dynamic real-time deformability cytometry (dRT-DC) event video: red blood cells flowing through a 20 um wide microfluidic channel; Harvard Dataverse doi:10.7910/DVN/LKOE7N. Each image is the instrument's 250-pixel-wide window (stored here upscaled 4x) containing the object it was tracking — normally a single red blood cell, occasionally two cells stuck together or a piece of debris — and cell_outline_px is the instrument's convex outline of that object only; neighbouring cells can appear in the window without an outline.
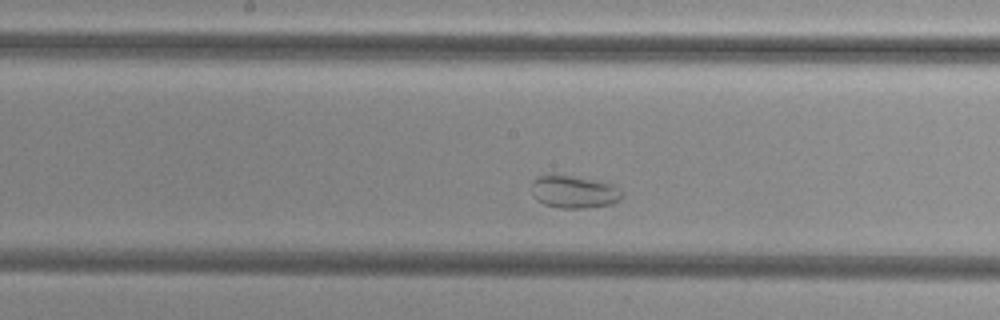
{"species": "common noctule bat (a hibernating species)", "species_latin": "Nyctalus noctula", "temperature_condition": "cold", "stored_images_in_passage": 58, "camera_frame_rate_fps": 3000, "um_per_image_px": 0.085, "animal": {"sex": "female", "body_mass_g": 29.2, "forearm_length_mm": 56.3}, "frame": {"image": 1, "passage_image": 30, "time_ms": 9.667, "image_size_px": [1000, 320], "cell_outline_px": [[620, 200], [612, 204], [588, 208], [560, 208], [544, 204], [536, 200], [532, 196], [532, 180], [540, 176], [568, 176], [604, 180], [612, 184], [620, 192]], "centroid_in_image_um": [48.78, 16.32], "position_along_channel_um": 199.4, "area_um2": 17.11}}
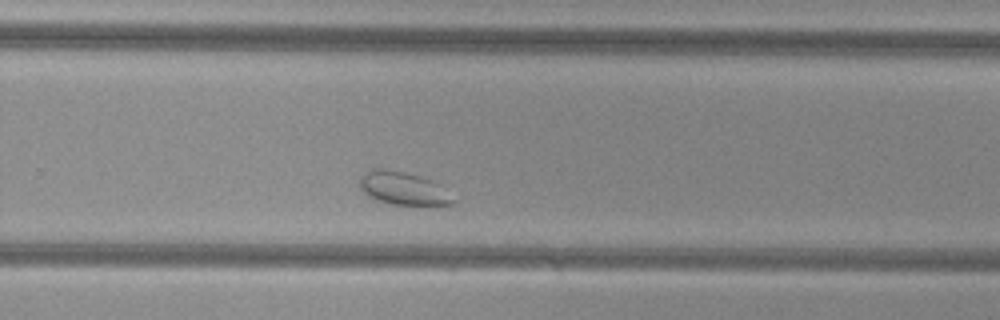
{"frame": {"image": 2, "passage_image": 38, "time_ms": 12.333, "image_size_px": [1000, 320], "cell_outline_px": [[456, 200], [452, 204], [392, 204], [376, 200], [368, 196], [360, 188], [360, 176], [364, 172], [372, 168], [384, 168], [404, 172], [420, 176], [432, 180], [440, 184]], "centroid_in_image_um": [34.24, 15.99], "position_along_channel_um": 295.6, "area_um2": 17.92}}
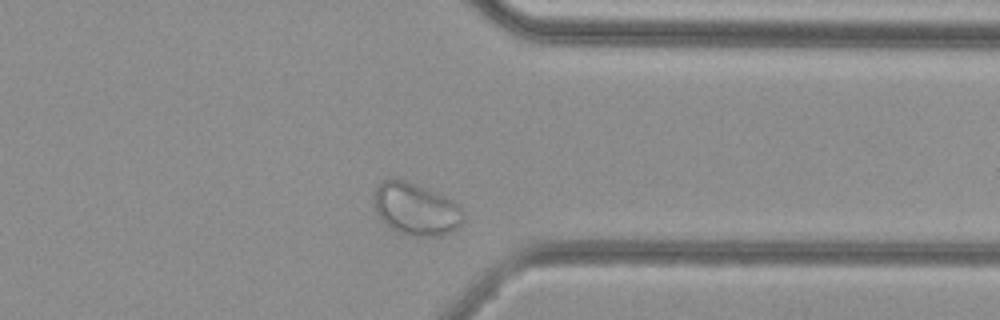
{"frame": {"image": 3, "passage_image": 45, "time_ms": 14.667, "image_size_px": [1000, 320], "cell_outline_px": [[464, 220], [456, 228], [448, 232], [436, 236], [412, 236], [396, 232], [384, 224], [376, 212], [372, 196], [376, 188], [388, 176], [396, 176], [416, 184], [444, 196], [460, 204], [464, 212]], "centroid_in_image_um": [35.31, 17.74], "position_along_channel_um": 376.1, "area_um2": 27.69}}